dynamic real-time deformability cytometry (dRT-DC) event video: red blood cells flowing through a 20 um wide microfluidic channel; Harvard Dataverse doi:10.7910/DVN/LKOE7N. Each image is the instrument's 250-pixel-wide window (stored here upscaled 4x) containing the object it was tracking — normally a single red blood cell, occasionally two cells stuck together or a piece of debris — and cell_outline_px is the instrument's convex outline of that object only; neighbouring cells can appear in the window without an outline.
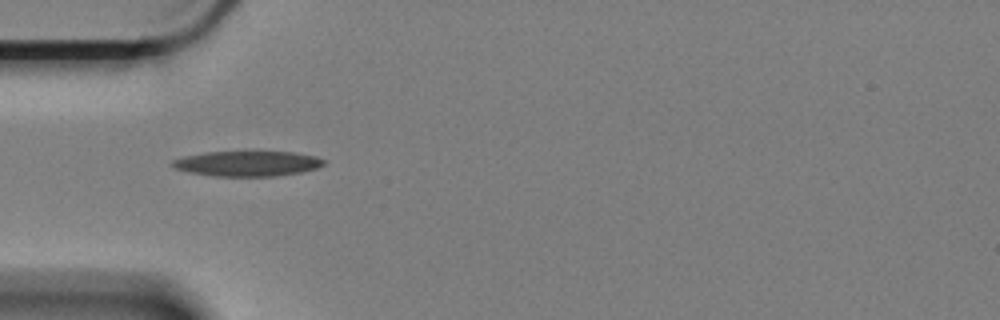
{"species": "Egyptian fruit bat (a non-hibernating species)", "species_latin": "Rousettus aegyptiacus", "temperature_condition": "cold", "stored_images_in_passage": 38, "camera_frame_rate_fps": 3000, "um_per_image_px": 0.085, "animal": {"sex": "female"}, "frame": {"image": 1, "passage_image": 1, "time_ms": 0.0, "image_size_px": [1000, 320], "cell_outline_px": [[324, 164], [316, 168], [300, 172], [276, 176], [216, 176], [188, 172], [176, 168], [172, 164], [172, 160], [184, 156], [204, 152], [244, 148], [256, 148], [296, 152], [316, 156], [324, 160]], "centroid_in_image_um": [21.05, 13.83], "position_along_channel_um": 64.0, "area_um2": 23.58}}
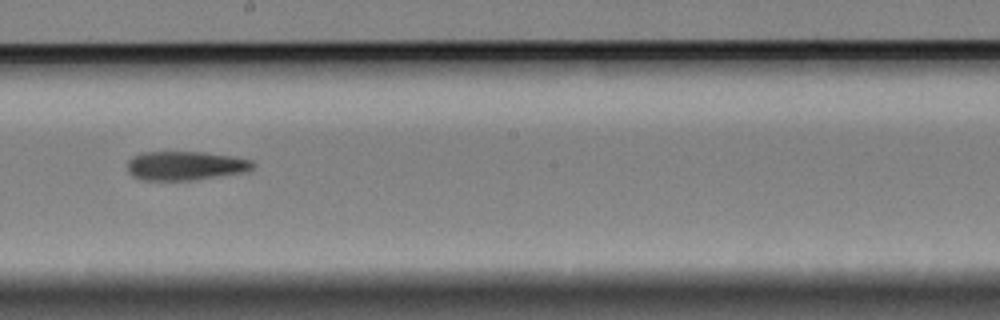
{"frame": {"image": 2, "passage_image": 16, "time_ms": 5.0, "image_size_px": [1000, 320], "cell_outline_px": [[256, 164], [248, 172], [196, 180], [140, 180], [132, 176], [128, 172], [128, 160], [144, 152], [204, 152], [232, 156], [252, 160]], "centroid_in_image_um": [15.8, 14.1], "position_along_channel_um": 232.4, "area_um2": 21.39}}
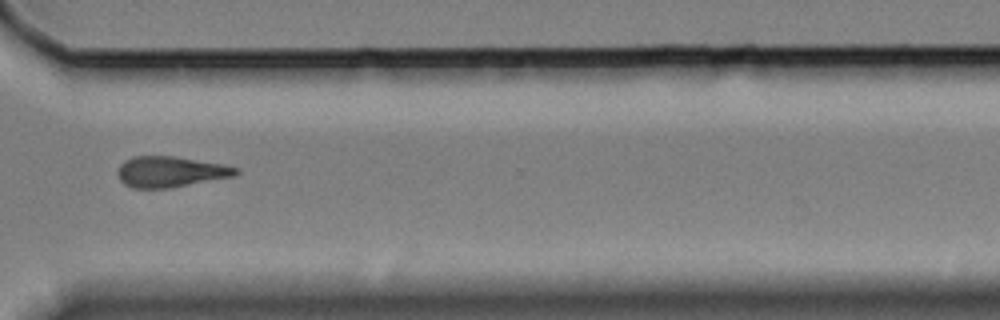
{"frame": {"image": 3, "passage_image": 27, "time_ms": 8.667, "image_size_px": [1000, 320], "cell_outline_px": [[240, 172], [236, 176], [168, 188], [132, 188], [124, 184], [120, 180], [116, 172], [120, 164], [124, 160], [132, 156], [172, 156], [224, 164], [236, 168]], "centroid_in_image_um": [14.46, 14.6], "position_along_channel_um": 356.1, "area_um2": 21.27}, "authors_computed_cell_mechanics": {"area_um2": 21.4149, "velocity_mm_per_s": 3.3761, "shape_relaxation_time_tau1_ms": 5.1707, "shape_relaxation_time_tau2_ms": null, "deformation_change_tau1": 0.1556, "deformation_change_tau2": null}}